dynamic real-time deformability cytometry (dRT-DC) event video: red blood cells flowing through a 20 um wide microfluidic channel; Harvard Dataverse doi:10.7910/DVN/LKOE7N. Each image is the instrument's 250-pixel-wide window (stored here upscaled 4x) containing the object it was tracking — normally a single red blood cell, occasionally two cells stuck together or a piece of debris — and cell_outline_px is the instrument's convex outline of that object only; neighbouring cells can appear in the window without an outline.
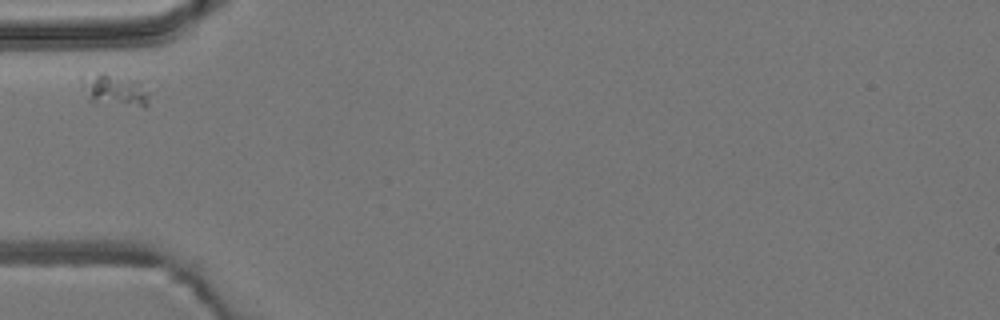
{"species": "common noctule bat (a hibernating species)", "species_latin": "Nyctalus noctula", "temperature_condition": "room temperature", "stored_images_in_passage": 2, "camera_frame_rate_fps": 3000, "um_per_image_px": 0.085, "animal": {"sex": "male", "body_mass_g": 19.2, "forearm_length_mm": 51.8}, "frame": {"image": 1, "passage_image": 1, "time_ms": 0.0, "image_size_px": [1000, 320], "cell_outline_px": [[148, 104], [144, 108], [92, 104], [88, 100], [88, 80], [92, 76], [100, 72], [104, 72], [128, 76], [140, 80], [148, 92]], "centroid_in_image_um": [9.94, 7.72], "position_along_channel_um": 75.1, "area_um2": 12.66}}